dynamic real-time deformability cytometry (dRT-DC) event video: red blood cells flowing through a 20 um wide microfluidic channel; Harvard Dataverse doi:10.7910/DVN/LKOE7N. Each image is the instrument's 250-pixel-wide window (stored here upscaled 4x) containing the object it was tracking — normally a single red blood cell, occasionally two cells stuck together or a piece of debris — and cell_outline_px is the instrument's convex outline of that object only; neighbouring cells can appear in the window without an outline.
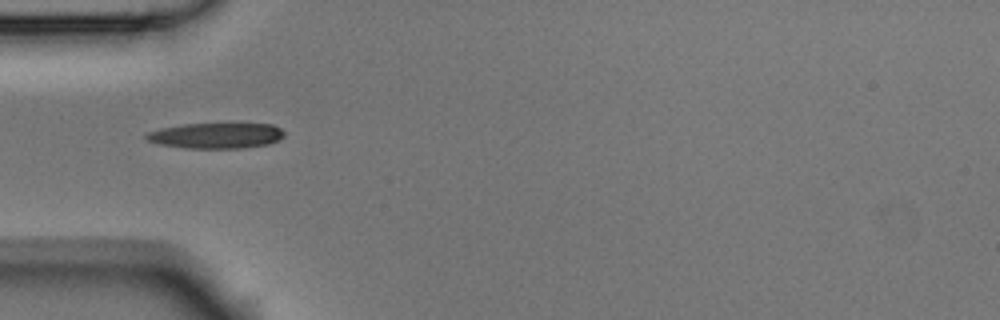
{"species": "Egyptian fruit bat (a non-hibernating species)", "species_latin": "Rousettus aegyptiacus", "temperature_condition": "room temperature", "stored_images_in_passage": 8, "camera_frame_rate_fps": 3000, "um_per_image_px": 0.085, "animal": {"sex": "male"}, "frame": {"image": 1, "passage_image": 4, "time_ms": 1.0, "image_size_px": [1000, 320], "cell_outline_px": [[284, 136], [280, 140], [268, 144], [244, 148], [184, 148], [156, 144], [144, 140], [144, 136], [148, 132], [160, 128], [184, 124], [272, 124], [280, 128], [284, 132]], "centroid_in_image_um": [18.33, 11.53], "position_along_channel_um": 66.7, "area_um2": 20.75}}
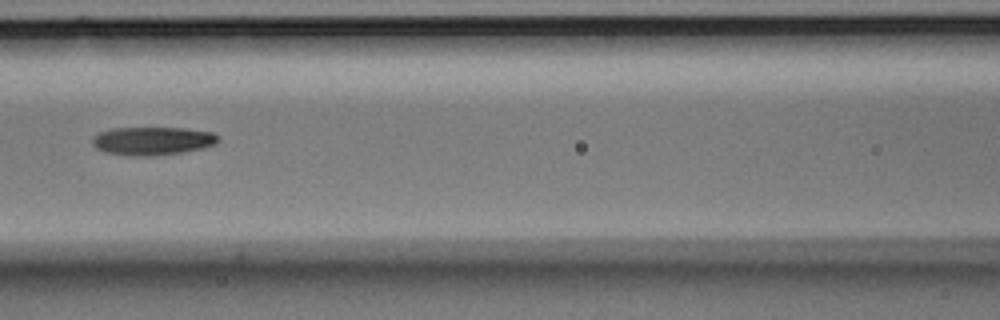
{"frame": {"image": 2, "passage_image": 6, "time_ms": 1.667, "image_size_px": [1000, 320], "cell_outline_px": [[220, 136], [216, 144], [204, 148], [180, 152], [152, 156], [128, 156], [108, 152], [96, 148], [92, 144], [92, 136], [100, 132], [112, 128], [184, 128], [212, 132]], "centroid_in_image_um": [12.96, 11.97], "position_along_channel_um": 153.6, "area_um2": 20.75}}
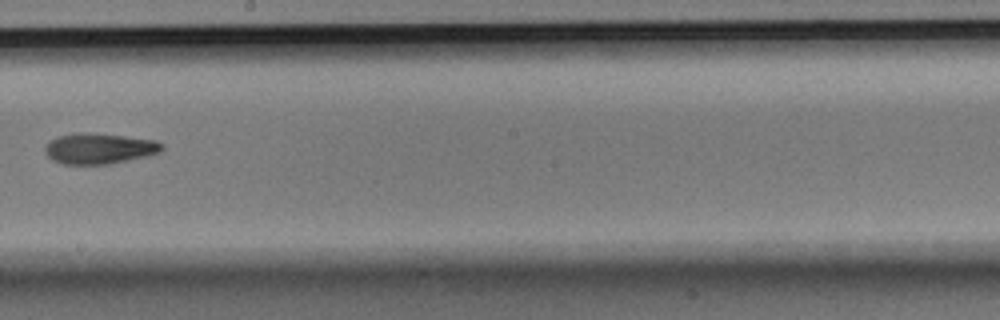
{"frame": {"image": 3, "passage_image": 8, "time_ms": 2.333, "image_size_px": [1000, 320], "cell_outline_px": [[164, 148], [160, 152], [148, 156], [108, 164], [60, 164], [52, 160], [44, 152], [44, 148], [48, 140], [56, 136], [76, 132], [96, 132], [156, 140], [164, 144]], "centroid_in_image_um": [8.41, 12.6], "position_along_channel_um": 239.8, "area_um2": 21.44}}